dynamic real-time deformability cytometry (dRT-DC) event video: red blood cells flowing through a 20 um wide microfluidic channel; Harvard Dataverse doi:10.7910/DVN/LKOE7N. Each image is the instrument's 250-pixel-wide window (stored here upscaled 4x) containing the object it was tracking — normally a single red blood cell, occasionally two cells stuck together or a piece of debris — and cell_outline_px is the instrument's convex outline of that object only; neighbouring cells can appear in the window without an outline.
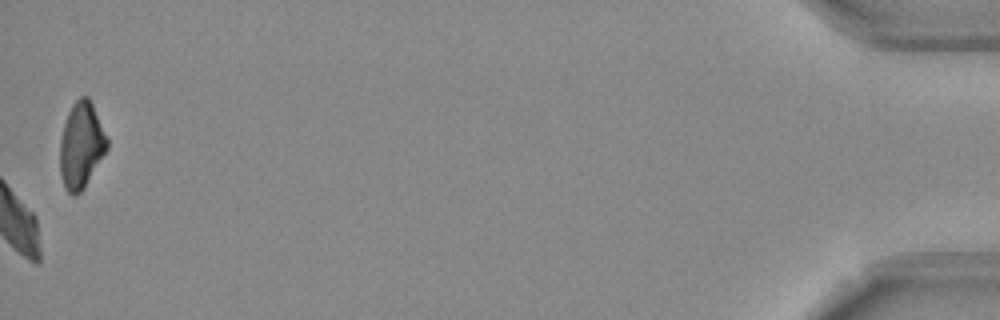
{"species": "Egyptian fruit bat (a non-hibernating species)", "species_latin": "Rousettus aegyptiacus", "temperature_condition": "room temperature", "stored_images_in_passage": 54, "camera_frame_rate_fps": 3000, "um_per_image_px": 0.085, "frame": {"image": 1, "passage_image": 54, "time_ms": 17.667, "image_size_px": [1000, 320], "cell_outline_px": [[108, 148], [84, 188], [76, 196], [72, 196], [64, 188], [60, 172], [60, 140], [64, 124], [68, 112], [72, 104], [80, 96], [88, 96], [92, 104], [108, 140]], "centroid_in_image_um": [6.89, 12.37], "position_along_channel_um": 428.3, "area_um2": 23.52}}